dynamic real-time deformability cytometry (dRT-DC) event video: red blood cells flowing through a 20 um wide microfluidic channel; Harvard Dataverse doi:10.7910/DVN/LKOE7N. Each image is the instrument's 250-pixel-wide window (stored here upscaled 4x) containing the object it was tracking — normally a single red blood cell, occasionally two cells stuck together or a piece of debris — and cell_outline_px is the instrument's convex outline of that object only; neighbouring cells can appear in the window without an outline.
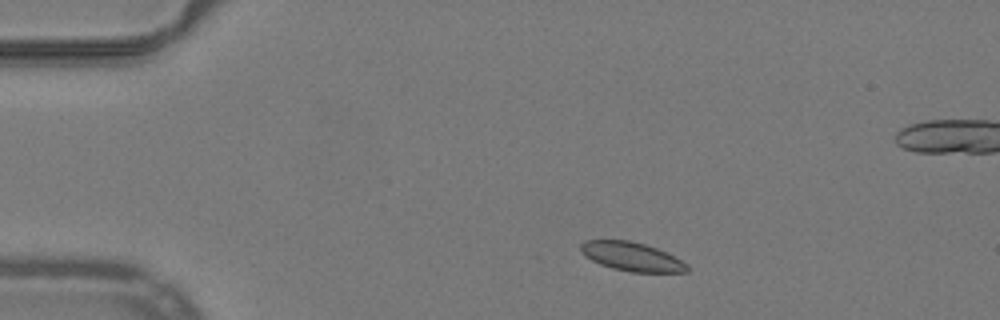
{"species": "common noctule bat (a hibernating species)", "species_latin": "Nyctalus noctula", "temperature_condition": "warm", "stored_images_in_passage": 44, "camera_frame_rate_fps": 3000, "um_per_image_px": 0.085, "animal": {"sex": "male", "body_mass_g": 19.2, "forearm_length_mm": 51.8}, "frame": {"image": 1, "passage_image": 1, "time_ms": 0.0, "image_size_px": [1000, 320], "cell_outline_px": [[688, 272], [632, 272], [612, 268], [600, 264], [592, 260], [580, 252], [580, 244], [584, 240], [628, 240], [644, 244], [656, 248], [688, 264]], "centroid_in_image_um": [53.66, 21.81], "position_along_channel_um": 31.3, "area_um2": 17.69}}
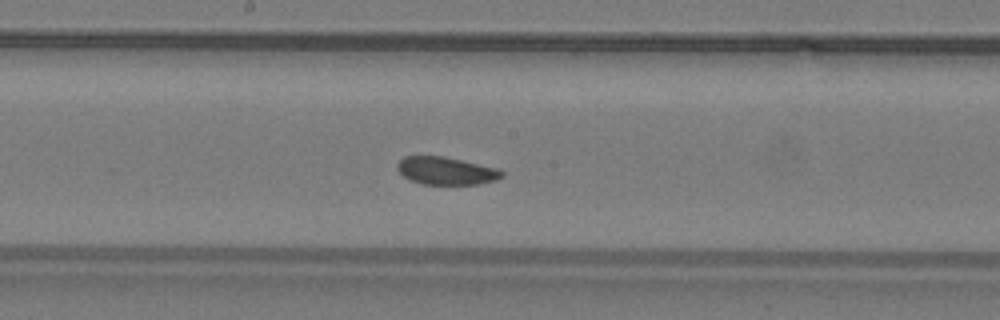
{"frame": {"image": 2, "passage_image": 19, "time_ms": 6.0, "image_size_px": [1000, 320], "cell_outline_px": [[504, 176], [496, 180], [476, 184], [420, 184], [404, 176], [396, 168], [396, 164], [404, 156], [444, 156], [496, 168], [504, 172]], "centroid_in_image_um": [37.9, 14.51], "position_along_channel_um": 210.3, "area_um2": 16.76}}
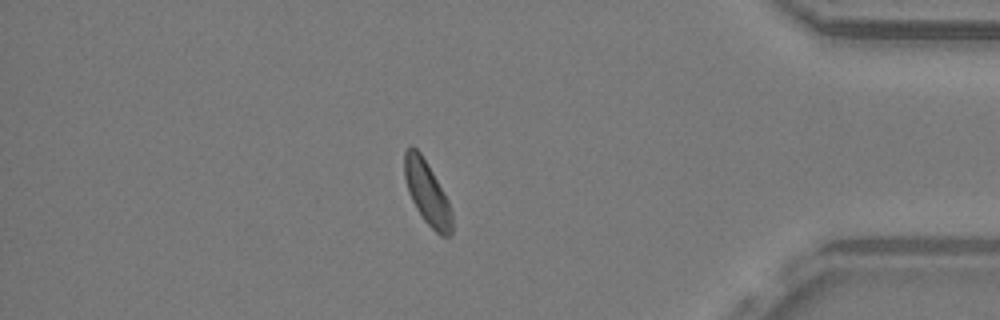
{"frame": {"image": 3, "passage_image": 36, "time_ms": 11.667, "image_size_px": [1000, 320], "cell_outline_px": [[452, 236], [440, 236], [424, 220], [416, 208], [408, 192], [404, 176], [404, 152], [408, 148], [416, 148], [420, 152], [444, 192], [448, 200], [452, 212]], "centroid_in_image_um": [36.31, 16.43], "position_along_channel_um": 398.9, "area_um2": 17.4}, "authors_computed_cell_mechanics": {"area_um2": 17.7157, "velocity_mm_per_s": 3.9515, "shape_relaxation_time_tau1_ms": 2.078, "shape_relaxation_time_tau2_ms": 2.0975, "deformation_change_tau1": 0.0806, "deformation_change_tau2": 0.0517}}